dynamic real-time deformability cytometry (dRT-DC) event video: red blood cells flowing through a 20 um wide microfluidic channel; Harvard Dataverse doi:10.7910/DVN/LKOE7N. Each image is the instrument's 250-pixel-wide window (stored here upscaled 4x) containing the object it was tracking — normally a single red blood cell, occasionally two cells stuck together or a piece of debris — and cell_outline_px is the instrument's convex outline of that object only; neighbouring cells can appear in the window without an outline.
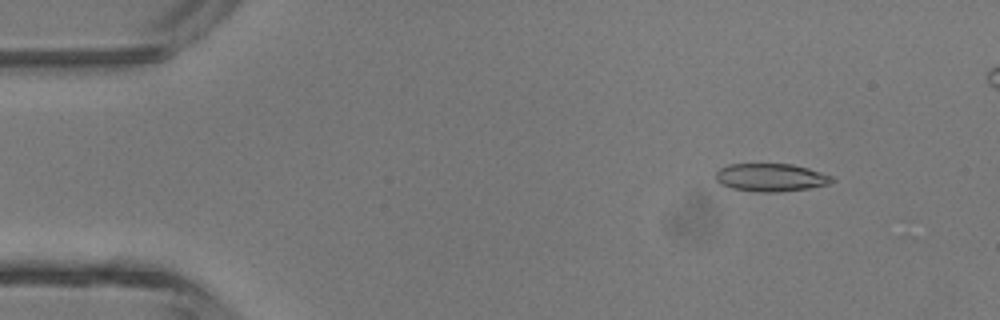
{"species": "common noctule bat (a hibernating species)", "species_latin": "Nyctalus noctula", "temperature_condition": "room temperature", "stored_images_in_passage": 5, "camera_frame_rate_fps": 3000, "um_per_image_px": 0.085, "animal": {"sex": "male", "body_mass_g": 13.3}, "frame": {"image": 1, "passage_image": 2, "time_ms": 0.333, "image_size_px": [1000, 320], "cell_outline_px": [[836, 180], [828, 184], [808, 188], [780, 192], [756, 192], [732, 188], [720, 184], [716, 180], [716, 172], [720, 168], [728, 164], [792, 164], [808, 168], [832, 176]], "centroid_in_image_um": [65.51, 15.09], "position_along_channel_um": 19.5, "area_um2": 18.96}}